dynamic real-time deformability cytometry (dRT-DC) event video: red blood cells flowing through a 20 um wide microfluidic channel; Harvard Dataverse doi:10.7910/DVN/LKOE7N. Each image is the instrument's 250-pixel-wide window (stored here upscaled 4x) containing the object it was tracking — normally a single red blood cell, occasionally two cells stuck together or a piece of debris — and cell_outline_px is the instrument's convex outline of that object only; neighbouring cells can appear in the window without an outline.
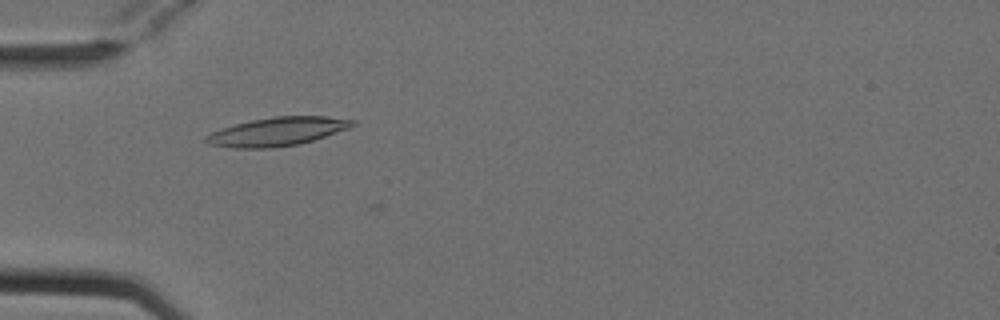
{"species": "Egyptian fruit bat (a non-hibernating species)", "species_latin": "Rousettus aegyptiacus", "temperature_condition": "cold", "stored_images_in_passage": 7, "camera_frame_rate_fps": 3000, "um_per_image_px": 0.085, "animal": {"sex": "female"}, "frame": {"image": 1, "passage_image": 4, "time_ms": 1.0, "image_size_px": [1000, 320], "cell_outline_px": [[356, 124], [348, 128], [300, 144], [272, 148], [232, 148], [208, 144], [204, 140], [204, 136], [220, 128], [252, 120], [272, 116], [328, 116], [356, 120]], "centroid_in_image_um": [23.54, 11.18], "position_along_channel_um": 61.5, "area_um2": 24.39}}
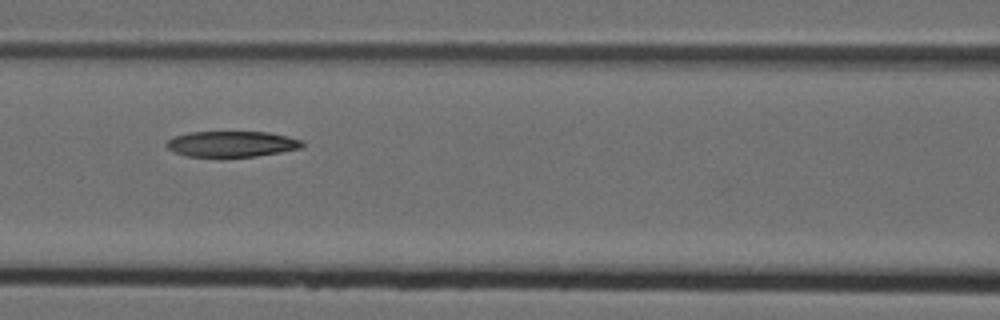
{"frame": {"image": 2, "passage_image": 6, "time_ms": 1.667, "image_size_px": [1000, 320], "cell_outline_px": [[304, 144], [300, 148], [280, 152], [256, 156], [188, 156], [176, 152], [168, 148], [164, 144], [172, 136], [188, 132], [268, 132], [288, 136], [304, 140]], "centroid_in_image_um": [19.7, 12.22], "position_along_channel_um": 146.9, "area_um2": 20.29}}
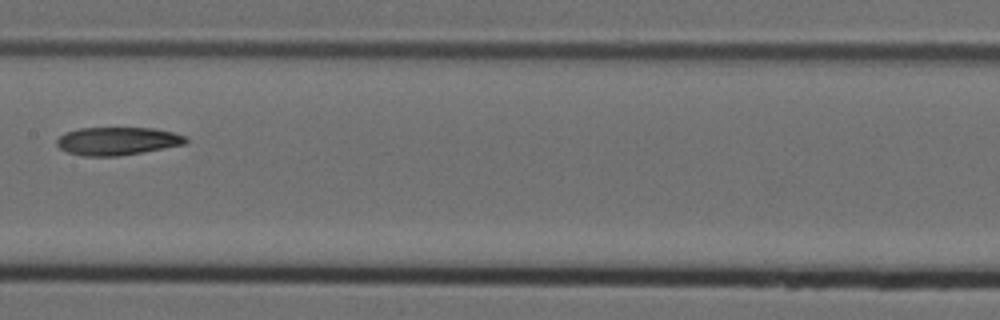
{"frame": {"image": 3, "passage_image": 7, "time_ms": 2.0, "image_size_px": [1000, 320], "cell_outline_px": [[188, 140], [184, 144], [164, 148], [120, 156], [80, 156], [68, 152], [60, 148], [56, 144], [56, 140], [64, 132], [80, 128], [152, 128], [172, 132], [184, 136]], "centroid_in_image_um": [9.93, 11.99], "position_along_channel_um": 197.5, "area_um2": 20.98}}